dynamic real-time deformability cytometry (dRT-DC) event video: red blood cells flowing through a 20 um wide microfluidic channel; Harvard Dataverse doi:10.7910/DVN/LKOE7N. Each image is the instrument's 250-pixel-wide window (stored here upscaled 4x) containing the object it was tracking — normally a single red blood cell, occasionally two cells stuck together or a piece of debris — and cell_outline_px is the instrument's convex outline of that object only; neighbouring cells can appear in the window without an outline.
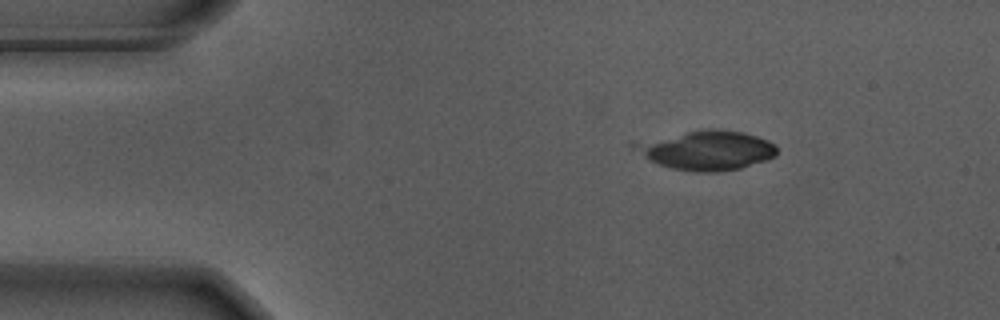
{"species": "Egyptian fruit bat (a non-hibernating species)", "species_latin": "Rousettus aegyptiacus", "temperature_condition": "warm", "stored_images_in_passage": 5, "camera_frame_rate_fps": 3000, "um_per_image_px": 0.085, "animal": {"sex": "male"}, "frame": {"image": 1, "passage_image": 1, "time_ms": 0.0, "image_size_px": [1000, 320], "cell_outline_px": [[776, 156], [740, 168], [720, 172], [692, 172], [672, 168], [656, 164], [648, 160], [632, 148], [628, 144], [708, 128], [716, 128], [744, 132], [768, 140], [776, 148]], "centroid_in_image_um": [60.05, 12.78], "position_along_channel_um": 24.9, "area_um2": 32.43}}